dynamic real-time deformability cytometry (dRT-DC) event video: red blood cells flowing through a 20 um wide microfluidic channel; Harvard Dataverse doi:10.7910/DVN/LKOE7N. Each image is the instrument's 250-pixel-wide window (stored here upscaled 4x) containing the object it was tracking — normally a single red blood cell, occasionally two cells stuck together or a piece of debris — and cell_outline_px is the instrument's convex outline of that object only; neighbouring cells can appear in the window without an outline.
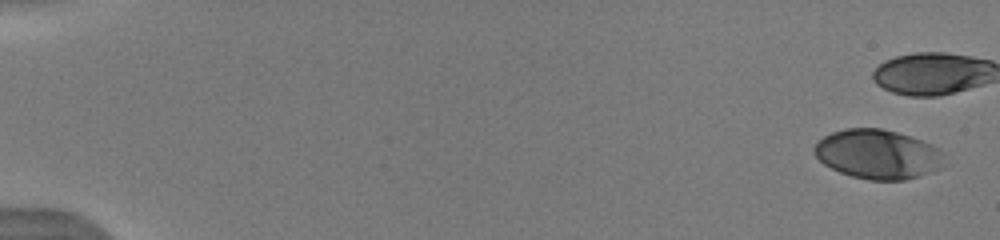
{"species": "human", "species_latin": "Homo sapiens", "temperature_condition": "warm", "stored_images_in_passage": 14, "camera_frame_rate_fps": 3000, "um_per_image_px": 0.085, "donor": {"sex": "male"}, "frame": {"image": 1, "passage_image": 1, "time_ms": 0.0, "image_size_px": [1000, 240], "cell_outline_px": [[948, 164], [932, 172], [920, 176], [904, 180], [868, 180], [852, 176], [840, 172], [824, 164], [812, 152], [812, 148], [824, 136], [832, 132], [848, 128], [880, 128], [896, 132], [932, 144], [936, 148]], "centroid_in_image_um": [74.61, 13.12], "position_along_channel_um": 10.4, "area_um2": 37.34}}
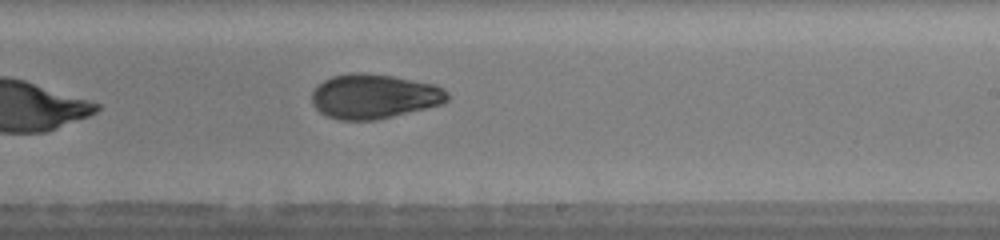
{"frame": {"image": 2, "passage_image": 14, "time_ms": 11.333, "image_size_px": [1000, 240], "cell_outline_px": [[448, 100], [444, 104], [376, 120], [340, 120], [328, 116], [320, 112], [312, 104], [312, 92], [316, 84], [332, 76], [348, 72], [364, 72], [392, 76], [436, 84], [444, 88], [448, 92]], "centroid_in_image_um": [31.8, 8.18], "position_along_channel_um": 257.2, "area_um2": 35.6}}